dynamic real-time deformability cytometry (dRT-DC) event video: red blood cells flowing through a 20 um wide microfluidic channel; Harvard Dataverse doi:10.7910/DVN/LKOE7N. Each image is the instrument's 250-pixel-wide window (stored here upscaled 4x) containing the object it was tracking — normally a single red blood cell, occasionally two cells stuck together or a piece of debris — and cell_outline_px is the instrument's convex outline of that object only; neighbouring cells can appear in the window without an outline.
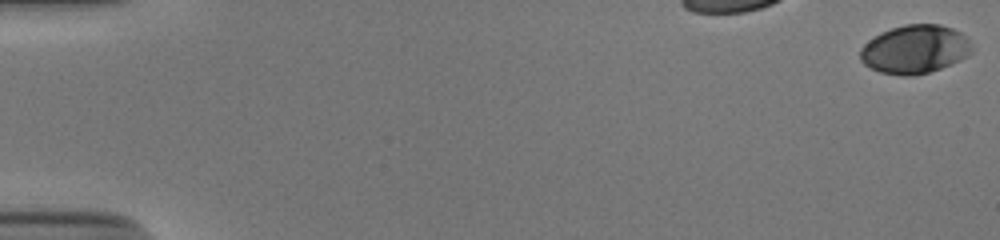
{"species": "human", "species_latin": "Homo sapiens", "temperature_condition": "cold", "stored_images_in_passage": 38, "camera_frame_rate_fps": 3000, "um_per_image_px": 0.085, "donor": {"sex": "male"}, "frame": {"image": 1, "passage_image": 1, "time_ms": 0.0, "image_size_px": [1000, 240], "cell_outline_px": [[972, 52], [968, 56], [952, 64], [928, 72], [912, 76], [904, 76], [880, 72], [864, 64], [860, 60], [860, 48], [868, 40], [880, 32], [904, 24], [940, 24], [952, 28], [968, 36], [972, 48]], "centroid_in_image_um": [77.77, 4.18], "position_along_channel_um": 7.2, "area_um2": 31.79}}
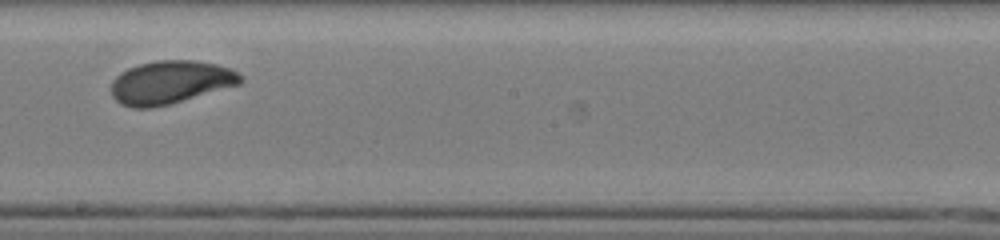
{"frame": {"image": 2, "passage_image": 26, "time_ms": 8.333, "image_size_px": [1000, 240], "cell_outline_px": [[244, 80], [240, 84], [168, 104], [152, 108], [132, 108], [120, 104], [112, 96], [112, 80], [120, 72], [128, 68], [140, 64], [156, 60], [196, 60], [216, 64], [228, 68], [244, 76]], "centroid_in_image_um": [14.47, 6.99], "position_along_channel_um": 233.7, "area_um2": 32.43}}
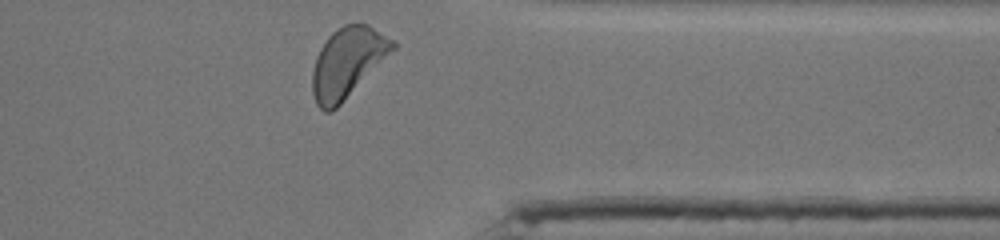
{"frame": {"image": 3, "passage_image": 38, "time_ms": 12.333, "image_size_px": [1000, 240], "cell_outline_px": [[396, 48], [332, 112], [324, 112], [316, 104], [312, 92], [312, 72], [316, 56], [320, 48], [328, 36], [336, 28], [344, 24], [368, 24], [392, 40], [396, 44]], "centroid_in_image_um": [29.5, 5.32], "position_along_channel_um": 381.9, "area_um2": 32.48}, "authors_computed_cell_mechanics": {"area_um2": 32.079, "velocity_mm_per_s": 3.8389, "shape_relaxation_time_tau1_ms": 2.2264, "shape_relaxation_time_tau2_ms": 4.4776, "deformation_change_tau1": 0.1154, "deformation_change_tau2": 0.0986}}